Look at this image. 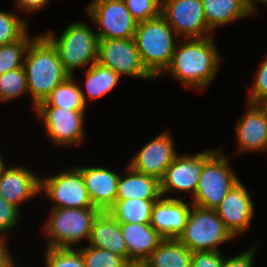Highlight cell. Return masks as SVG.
Wrapping results in <instances>:
<instances>
[{"label": "cell", "mask_w": 267, "mask_h": 267, "mask_svg": "<svg viewBox=\"0 0 267 267\" xmlns=\"http://www.w3.org/2000/svg\"><path fill=\"white\" fill-rule=\"evenodd\" d=\"M25 55L23 67L28 92L36 108L70 74L64 69L57 50L44 35L32 39Z\"/></svg>", "instance_id": "obj_1"}, {"label": "cell", "mask_w": 267, "mask_h": 267, "mask_svg": "<svg viewBox=\"0 0 267 267\" xmlns=\"http://www.w3.org/2000/svg\"><path fill=\"white\" fill-rule=\"evenodd\" d=\"M211 36L188 38L179 48L175 46L173 56L165 71H170L183 84L200 90L214 78L220 55Z\"/></svg>", "instance_id": "obj_2"}, {"label": "cell", "mask_w": 267, "mask_h": 267, "mask_svg": "<svg viewBox=\"0 0 267 267\" xmlns=\"http://www.w3.org/2000/svg\"><path fill=\"white\" fill-rule=\"evenodd\" d=\"M173 36L177 38L161 14L137 24L134 40L143 65L154 78L162 75L171 61L176 46Z\"/></svg>", "instance_id": "obj_3"}, {"label": "cell", "mask_w": 267, "mask_h": 267, "mask_svg": "<svg viewBox=\"0 0 267 267\" xmlns=\"http://www.w3.org/2000/svg\"><path fill=\"white\" fill-rule=\"evenodd\" d=\"M55 47L64 69L73 76L74 69L97 62L99 38L84 22L71 23L59 38L44 35Z\"/></svg>", "instance_id": "obj_4"}, {"label": "cell", "mask_w": 267, "mask_h": 267, "mask_svg": "<svg viewBox=\"0 0 267 267\" xmlns=\"http://www.w3.org/2000/svg\"><path fill=\"white\" fill-rule=\"evenodd\" d=\"M235 238L216 210L191 206L186 225L178 240L191 252L219 251L217 246Z\"/></svg>", "instance_id": "obj_5"}, {"label": "cell", "mask_w": 267, "mask_h": 267, "mask_svg": "<svg viewBox=\"0 0 267 267\" xmlns=\"http://www.w3.org/2000/svg\"><path fill=\"white\" fill-rule=\"evenodd\" d=\"M100 210L87 208H53L44 229L51 237L48 248H73L84 237L89 241L92 224ZM71 245V246H70Z\"/></svg>", "instance_id": "obj_6"}, {"label": "cell", "mask_w": 267, "mask_h": 267, "mask_svg": "<svg viewBox=\"0 0 267 267\" xmlns=\"http://www.w3.org/2000/svg\"><path fill=\"white\" fill-rule=\"evenodd\" d=\"M239 181L222 151H215L203 164L193 205L215 210Z\"/></svg>", "instance_id": "obj_7"}, {"label": "cell", "mask_w": 267, "mask_h": 267, "mask_svg": "<svg viewBox=\"0 0 267 267\" xmlns=\"http://www.w3.org/2000/svg\"><path fill=\"white\" fill-rule=\"evenodd\" d=\"M92 22L99 25V39L134 38L137 21L123 0H92L87 8Z\"/></svg>", "instance_id": "obj_8"}, {"label": "cell", "mask_w": 267, "mask_h": 267, "mask_svg": "<svg viewBox=\"0 0 267 267\" xmlns=\"http://www.w3.org/2000/svg\"><path fill=\"white\" fill-rule=\"evenodd\" d=\"M97 62L119 76L154 79L143 65L134 38L99 39Z\"/></svg>", "instance_id": "obj_9"}, {"label": "cell", "mask_w": 267, "mask_h": 267, "mask_svg": "<svg viewBox=\"0 0 267 267\" xmlns=\"http://www.w3.org/2000/svg\"><path fill=\"white\" fill-rule=\"evenodd\" d=\"M161 15L177 36L209 37L202 0H161Z\"/></svg>", "instance_id": "obj_10"}, {"label": "cell", "mask_w": 267, "mask_h": 267, "mask_svg": "<svg viewBox=\"0 0 267 267\" xmlns=\"http://www.w3.org/2000/svg\"><path fill=\"white\" fill-rule=\"evenodd\" d=\"M57 203L54 208L94 207L79 168L60 172L47 178H40V191Z\"/></svg>", "instance_id": "obj_11"}, {"label": "cell", "mask_w": 267, "mask_h": 267, "mask_svg": "<svg viewBox=\"0 0 267 267\" xmlns=\"http://www.w3.org/2000/svg\"><path fill=\"white\" fill-rule=\"evenodd\" d=\"M37 114L46 125L49 137L60 145L81 143L84 138L83 120L85 111L59 107H36Z\"/></svg>", "instance_id": "obj_12"}, {"label": "cell", "mask_w": 267, "mask_h": 267, "mask_svg": "<svg viewBox=\"0 0 267 267\" xmlns=\"http://www.w3.org/2000/svg\"><path fill=\"white\" fill-rule=\"evenodd\" d=\"M215 151H203L194 156L177 155L160 180L161 194L164 195L169 191L172 192V190H180L189 191L194 196L203 164Z\"/></svg>", "instance_id": "obj_13"}, {"label": "cell", "mask_w": 267, "mask_h": 267, "mask_svg": "<svg viewBox=\"0 0 267 267\" xmlns=\"http://www.w3.org/2000/svg\"><path fill=\"white\" fill-rule=\"evenodd\" d=\"M169 132L161 133L146 144L129 163L133 170L161 180L177 154Z\"/></svg>", "instance_id": "obj_14"}, {"label": "cell", "mask_w": 267, "mask_h": 267, "mask_svg": "<svg viewBox=\"0 0 267 267\" xmlns=\"http://www.w3.org/2000/svg\"><path fill=\"white\" fill-rule=\"evenodd\" d=\"M254 205L248 190L239 181L215 209L225 227L234 237L247 230L254 214Z\"/></svg>", "instance_id": "obj_15"}, {"label": "cell", "mask_w": 267, "mask_h": 267, "mask_svg": "<svg viewBox=\"0 0 267 267\" xmlns=\"http://www.w3.org/2000/svg\"><path fill=\"white\" fill-rule=\"evenodd\" d=\"M188 205L176 198H160L152 208L151 226L164 239H177L186 225L191 209Z\"/></svg>", "instance_id": "obj_16"}, {"label": "cell", "mask_w": 267, "mask_h": 267, "mask_svg": "<svg viewBox=\"0 0 267 267\" xmlns=\"http://www.w3.org/2000/svg\"><path fill=\"white\" fill-rule=\"evenodd\" d=\"M40 192V178L24 167L5 166L0 173V195L19 209L20 203Z\"/></svg>", "instance_id": "obj_17"}, {"label": "cell", "mask_w": 267, "mask_h": 267, "mask_svg": "<svg viewBox=\"0 0 267 267\" xmlns=\"http://www.w3.org/2000/svg\"><path fill=\"white\" fill-rule=\"evenodd\" d=\"M85 186L93 206L108 211L116 202L119 176L102 167H81Z\"/></svg>", "instance_id": "obj_18"}, {"label": "cell", "mask_w": 267, "mask_h": 267, "mask_svg": "<svg viewBox=\"0 0 267 267\" xmlns=\"http://www.w3.org/2000/svg\"><path fill=\"white\" fill-rule=\"evenodd\" d=\"M93 247L106 249L128 261V250L120 224L108 211H100L92 224L89 241Z\"/></svg>", "instance_id": "obj_19"}, {"label": "cell", "mask_w": 267, "mask_h": 267, "mask_svg": "<svg viewBox=\"0 0 267 267\" xmlns=\"http://www.w3.org/2000/svg\"><path fill=\"white\" fill-rule=\"evenodd\" d=\"M237 124L239 151L267 149V117L257 104H250Z\"/></svg>", "instance_id": "obj_20"}, {"label": "cell", "mask_w": 267, "mask_h": 267, "mask_svg": "<svg viewBox=\"0 0 267 267\" xmlns=\"http://www.w3.org/2000/svg\"><path fill=\"white\" fill-rule=\"evenodd\" d=\"M128 250V261L145 262L164 239L151 224H120Z\"/></svg>", "instance_id": "obj_21"}, {"label": "cell", "mask_w": 267, "mask_h": 267, "mask_svg": "<svg viewBox=\"0 0 267 267\" xmlns=\"http://www.w3.org/2000/svg\"><path fill=\"white\" fill-rule=\"evenodd\" d=\"M129 174L126 178L119 176L116 200L126 199H160V180L127 167Z\"/></svg>", "instance_id": "obj_22"}, {"label": "cell", "mask_w": 267, "mask_h": 267, "mask_svg": "<svg viewBox=\"0 0 267 267\" xmlns=\"http://www.w3.org/2000/svg\"><path fill=\"white\" fill-rule=\"evenodd\" d=\"M208 28L227 25L229 22L250 16L246 0H202Z\"/></svg>", "instance_id": "obj_23"}, {"label": "cell", "mask_w": 267, "mask_h": 267, "mask_svg": "<svg viewBox=\"0 0 267 267\" xmlns=\"http://www.w3.org/2000/svg\"><path fill=\"white\" fill-rule=\"evenodd\" d=\"M192 254L178 239H163L145 261L147 267H191Z\"/></svg>", "instance_id": "obj_24"}, {"label": "cell", "mask_w": 267, "mask_h": 267, "mask_svg": "<svg viewBox=\"0 0 267 267\" xmlns=\"http://www.w3.org/2000/svg\"><path fill=\"white\" fill-rule=\"evenodd\" d=\"M74 76H69L64 82L59 84L37 107H59L63 109L85 111L86 94L74 82Z\"/></svg>", "instance_id": "obj_25"}, {"label": "cell", "mask_w": 267, "mask_h": 267, "mask_svg": "<svg viewBox=\"0 0 267 267\" xmlns=\"http://www.w3.org/2000/svg\"><path fill=\"white\" fill-rule=\"evenodd\" d=\"M159 199L116 200L108 212L119 224H150L152 208Z\"/></svg>", "instance_id": "obj_26"}, {"label": "cell", "mask_w": 267, "mask_h": 267, "mask_svg": "<svg viewBox=\"0 0 267 267\" xmlns=\"http://www.w3.org/2000/svg\"><path fill=\"white\" fill-rule=\"evenodd\" d=\"M119 76L111 68L98 62L90 65L86 74V89L89 97L95 99L110 92L117 84Z\"/></svg>", "instance_id": "obj_27"}, {"label": "cell", "mask_w": 267, "mask_h": 267, "mask_svg": "<svg viewBox=\"0 0 267 267\" xmlns=\"http://www.w3.org/2000/svg\"><path fill=\"white\" fill-rule=\"evenodd\" d=\"M31 41L26 34L20 40L0 46V74L23 67V54L25 55Z\"/></svg>", "instance_id": "obj_28"}, {"label": "cell", "mask_w": 267, "mask_h": 267, "mask_svg": "<svg viewBox=\"0 0 267 267\" xmlns=\"http://www.w3.org/2000/svg\"><path fill=\"white\" fill-rule=\"evenodd\" d=\"M28 91L24 67L0 74V101L13 99Z\"/></svg>", "instance_id": "obj_29"}, {"label": "cell", "mask_w": 267, "mask_h": 267, "mask_svg": "<svg viewBox=\"0 0 267 267\" xmlns=\"http://www.w3.org/2000/svg\"><path fill=\"white\" fill-rule=\"evenodd\" d=\"M25 20L13 12L0 11V46L22 39L27 33Z\"/></svg>", "instance_id": "obj_30"}, {"label": "cell", "mask_w": 267, "mask_h": 267, "mask_svg": "<svg viewBox=\"0 0 267 267\" xmlns=\"http://www.w3.org/2000/svg\"><path fill=\"white\" fill-rule=\"evenodd\" d=\"M79 250L81 251L85 267H121L126 261L109 250L91 245Z\"/></svg>", "instance_id": "obj_31"}, {"label": "cell", "mask_w": 267, "mask_h": 267, "mask_svg": "<svg viewBox=\"0 0 267 267\" xmlns=\"http://www.w3.org/2000/svg\"><path fill=\"white\" fill-rule=\"evenodd\" d=\"M46 253L47 267H85V263L78 249L48 248Z\"/></svg>", "instance_id": "obj_32"}, {"label": "cell", "mask_w": 267, "mask_h": 267, "mask_svg": "<svg viewBox=\"0 0 267 267\" xmlns=\"http://www.w3.org/2000/svg\"><path fill=\"white\" fill-rule=\"evenodd\" d=\"M123 1L137 23L156 18L161 14V0Z\"/></svg>", "instance_id": "obj_33"}, {"label": "cell", "mask_w": 267, "mask_h": 267, "mask_svg": "<svg viewBox=\"0 0 267 267\" xmlns=\"http://www.w3.org/2000/svg\"><path fill=\"white\" fill-rule=\"evenodd\" d=\"M19 209L9 204L0 195V238H4L5 232L10 231L18 222ZM4 236V237H3Z\"/></svg>", "instance_id": "obj_34"}, {"label": "cell", "mask_w": 267, "mask_h": 267, "mask_svg": "<svg viewBox=\"0 0 267 267\" xmlns=\"http://www.w3.org/2000/svg\"><path fill=\"white\" fill-rule=\"evenodd\" d=\"M251 92L247 102L250 104H257L261 99L267 96V57L260 64L256 75V81Z\"/></svg>", "instance_id": "obj_35"}, {"label": "cell", "mask_w": 267, "mask_h": 267, "mask_svg": "<svg viewBox=\"0 0 267 267\" xmlns=\"http://www.w3.org/2000/svg\"><path fill=\"white\" fill-rule=\"evenodd\" d=\"M224 258L219 251L193 252L191 267H223Z\"/></svg>", "instance_id": "obj_36"}, {"label": "cell", "mask_w": 267, "mask_h": 267, "mask_svg": "<svg viewBox=\"0 0 267 267\" xmlns=\"http://www.w3.org/2000/svg\"><path fill=\"white\" fill-rule=\"evenodd\" d=\"M255 246L249 250L233 257L224 259L223 267H252Z\"/></svg>", "instance_id": "obj_37"}, {"label": "cell", "mask_w": 267, "mask_h": 267, "mask_svg": "<svg viewBox=\"0 0 267 267\" xmlns=\"http://www.w3.org/2000/svg\"><path fill=\"white\" fill-rule=\"evenodd\" d=\"M47 3L48 0H16V4L19 6V8L22 10L25 9V11L29 13H32L36 10L38 11Z\"/></svg>", "instance_id": "obj_38"}, {"label": "cell", "mask_w": 267, "mask_h": 267, "mask_svg": "<svg viewBox=\"0 0 267 267\" xmlns=\"http://www.w3.org/2000/svg\"><path fill=\"white\" fill-rule=\"evenodd\" d=\"M6 245L5 239L0 238V267H7L13 261Z\"/></svg>", "instance_id": "obj_39"}, {"label": "cell", "mask_w": 267, "mask_h": 267, "mask_svg": "<svg viewBox=\"0 0 267 267\" xmlns=\"http://www.w3.org/2000/svg\"><path fill=\"white\" fill-rule=\"evenodd\" d=\"M121 267H147L146 263L143 261H125Z\"/></svg>", "instance_id": "obj_40"}, {"label": "cell", "mask_w": 267, "mask_h": 267, "mask_svg": "<svg viewBox=\"0 0 267 267\" xmlns=\"http://www.w3.org/2000/svg\"><path fill=\"white\" fill-rule=\"evenodd\" d=\"M256 2H261L263 4H267V0H246L248 10L251 14H253L255 12V8H256L255 3Z\"/></svg>", "instance_id": "obj_41"}, {"label": "cell", "mask_w": 267, "mask_h": 267, "mask_svg": "<svg viewBox=\"0 0 267 267\" xmlns=\"http://www.w3.org/2000/svg\"><path fill=\"white\" fill-rule=\"evenodd\" d=\"M258 107L264 112L265 116L267 117V96L261 99L257 103Z\"/></svg>", "instance_id": "obj_42"}, {"label": "cell", "mask_w": 267, "mask_h": 267, "mask_svg": "<svg viewBox=\"0 0 267 267\" xmlns=\"http://www.w3.org/2000/svg\"><path fill=\"white\" fill-rule=\"evenodd\" d=\"M6 164L3 163L2 161V156L0 155V173H1V170L3 169V167L5 166Z\"/></svg>", "instance_id": "obj_43"}, {"label": "cell", "mask_w": 267, "mask_h": 267, "mask_svg": "<svg viewBox=\"0 0 267 267\" xmlns=\"http://www.w3.org/2000/svg\"><path fill=\"white\" fill-rule=\"evenodd\" d=\"M7 267H15L14 262L12 261Z\"/></svg>", "instance_id": "obj_44"}]
</instances>
